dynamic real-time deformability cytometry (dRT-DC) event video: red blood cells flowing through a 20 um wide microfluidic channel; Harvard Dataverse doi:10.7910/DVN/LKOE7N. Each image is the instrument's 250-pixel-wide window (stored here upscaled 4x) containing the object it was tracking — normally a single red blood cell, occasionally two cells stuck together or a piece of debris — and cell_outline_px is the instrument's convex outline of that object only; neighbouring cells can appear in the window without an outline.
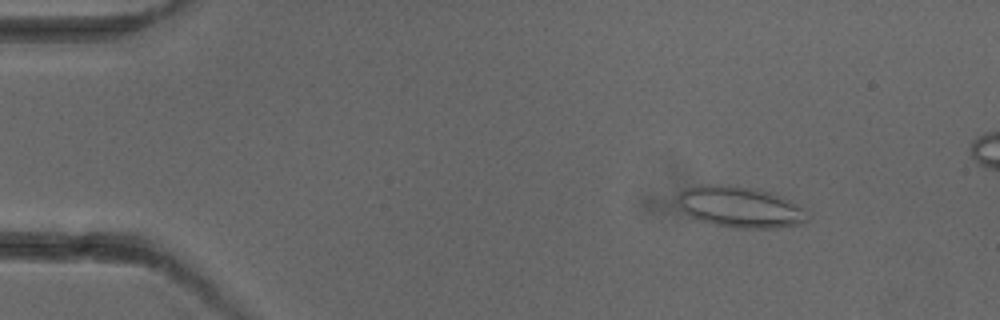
{"species": "common noctule bat (a hibernating species)", "species_latin": "Nyctalus noctula", "temperature_condition": "cold", "stored_images_in_passage": 5, "camera_frame_rate_fps": 3000, "um_per_image_px": 0.085, "animal": {"sex": "female"}, "frame": {"image": 1, "passage_image": 2, "time_ms": 1.333, "image_size_px": [1000, 320], "cell_outline_px": [[808, 220], [800, 224], [776, 228], [736, 228], [716, 224], [700, 220], [684, 212], [680, 208], [680, 192], [688, 188], [700, 184], [720, 184], [756, 188], [772, 192], [796, 204], [800, 208]], "centroid_in_image_um": [62.89, 17.58], "position_along_channel_um": 22.1, "area_um2": 30.58}}